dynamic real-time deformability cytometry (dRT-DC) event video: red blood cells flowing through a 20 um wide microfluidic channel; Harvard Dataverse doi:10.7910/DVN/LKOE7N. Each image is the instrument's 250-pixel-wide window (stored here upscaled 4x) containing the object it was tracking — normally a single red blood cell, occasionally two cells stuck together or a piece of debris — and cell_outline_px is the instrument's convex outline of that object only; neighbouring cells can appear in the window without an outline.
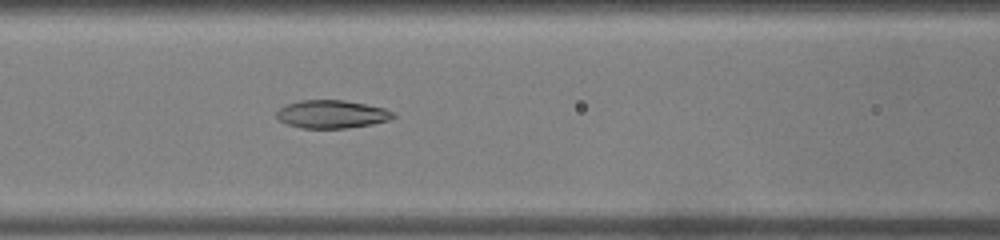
{"species": "common noctule bat (a hibernating species)", "species_latin": "Nyctalus noctula", "temperature_condition": "warm", "stored_images_in_passage": 38, "camera_frame_rate_fps": 3000, "um_per_image_px": 0.085, "animal": {"sex": "male", "body_mass_g": 19.0, "forearm_length_mm": 50.8}, "frame": {"image": 1, "passage_image": 17, "time_ms": 5.333, "image_size_px": [1000, 240], "cell_outline_px": [[396, 116], [388, 120], [372, 124], [348, 128], [300, 128], [288, 124], [280, 120], [276, 116], [276, 112], [280, 108], [288, 104], [300, 100], [344, 100], [384, 108], [392, 112]], "centroid_in_image_um": [28.19, 9.71], "position_along_channel_um": 138.4, "area_um2": 18.9}}
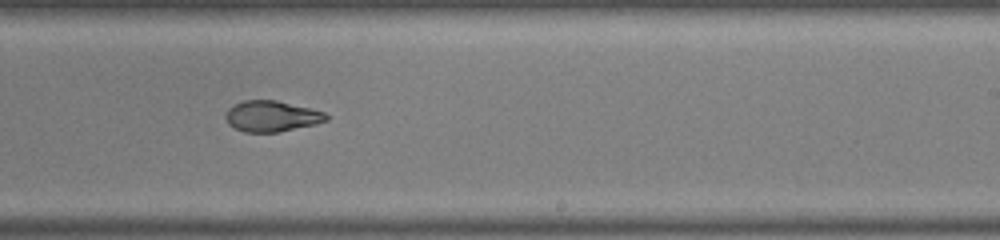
{"frame": {"image": 2, "passage_image": 26, "time_ms": 8.333, "image_size_px": [1000, 240], "cell_outline_px": [[328, 120], [316, 124], [280, 132], [244, 132], [228, 124], [224, 116], [228, 108], [232, 104], [244, 100], [276, 100], [324, 112], [328, 116]], "centroid_in_image_um": [23.05, 9.88], "position_along_channel_um": 265.9, "area_um2": 18.15}}
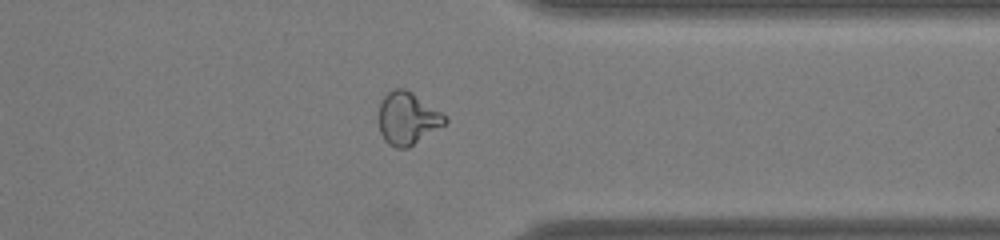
{"frame": {"image": 3, "passage_image": 34, "time_ms": 11.0, "image_size_px": [1000, 240], "cell_outline_px": [[448, 120], [444, 124], [408, 148], [396, 148], [388, 144], [384, 140], [380, 132], [376, 116], [380, 100], [392, 88], [404, 88], [412, 92], [440, 112]], "centroid_in_image_um": [34.55, 10.05], "position_along_channel_um": 376.9, "area_um2": 20.35}}